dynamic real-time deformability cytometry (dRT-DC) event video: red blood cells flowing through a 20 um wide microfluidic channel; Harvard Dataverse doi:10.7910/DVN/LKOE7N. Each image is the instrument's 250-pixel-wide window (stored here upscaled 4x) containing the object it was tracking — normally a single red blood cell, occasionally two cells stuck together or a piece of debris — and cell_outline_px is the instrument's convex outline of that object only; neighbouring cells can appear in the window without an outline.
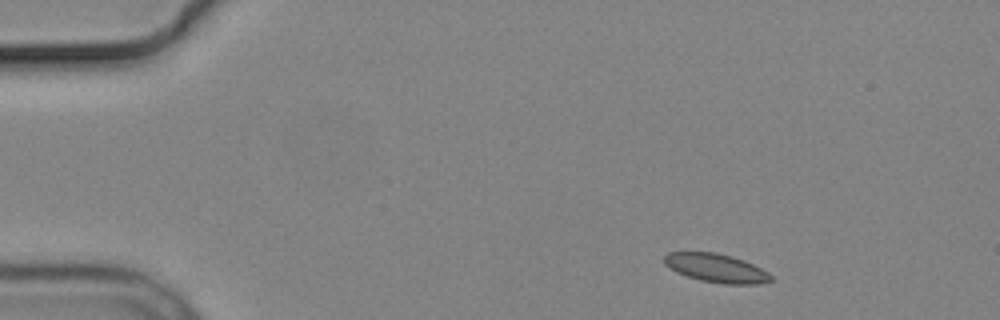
{"species": "common noctule bat (a hibernating species)", "species_latin": "Nyctalus noctula", "temperature_condition": "cold", "stored_images_in_passage": 3, "camera_frame_rate_fps": 3000, "um_per_image_px": 0.085, "animal": {"sex": "male", "body_mass_g": 19.2, "forearm_length_mm": 51.8}, "frame": {"image": 1, "passage_image": 1, "time_ms": 0.0, "image_size_px": [1000, 320], "cell_outline_px": [[772, 280], [760, 284], [724, 284], [700, 280], [676, 272], [664, 264], [664, 256], [668, 252], [716, 252], [732, 256], [744, 260], [768, 272], [772, 276]], "centroid_in_image_um": [60.87, 22.78], "position_along_channel_um": 24.1, "area_um2": 17.8}}